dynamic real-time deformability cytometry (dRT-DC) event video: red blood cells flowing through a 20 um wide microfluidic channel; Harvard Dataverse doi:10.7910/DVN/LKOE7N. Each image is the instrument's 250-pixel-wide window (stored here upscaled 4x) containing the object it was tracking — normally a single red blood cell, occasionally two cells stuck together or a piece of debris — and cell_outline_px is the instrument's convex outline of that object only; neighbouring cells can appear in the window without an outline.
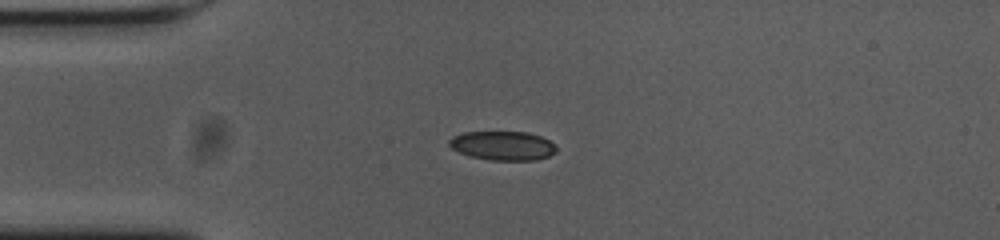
{"species": "common noctule bat (a hibernating species)", "species_latin": "Nyctalus noctula", "temperature_condition": "cold", "stored_images_in_passage": 42, "camera_frame_rate_fps": 3000, "um_per_image_px": 0.085, "animal": {"sex": "female", "body_mass_g": 23.0, "forearm_length_mm": 53.4}, "frame": {"image": 1, "passage_image": 1, "time_ms": 0.0, "image_size_px": [1000, 240], "cell_outline_px": [[556, 152], [548, 156], [536, 160], [492, 160], [468, 156], [452, 148], [448, 144], [448, 140], [452, 136], [464, 132], [528, 132], [540, 136], [548, 140], [556, 148]], "centroid_in_image_um": [42.7, 12.38], "position_along_channel_um": 42.3, "area_um2": 18.09}}
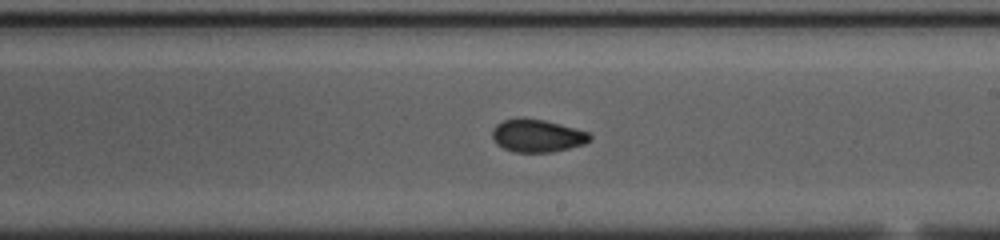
{"frame": {"image": 2, "passage_image": 19, "time_ms": 6.0, "image_size_px": [1000, 240], "cell_outline_px": [[592, 136], [584, 144], [552, 152], [512, 152], [496, 144], [492, 136], [492, 128], [496, 124], [504, 120], [524, 116], [544, 120], [560, 124], [588, 132]], "centroid_in_image_um": [45.61, 11.52], "position_along_channel_um": 243.4, "area_um2": 18.73}}
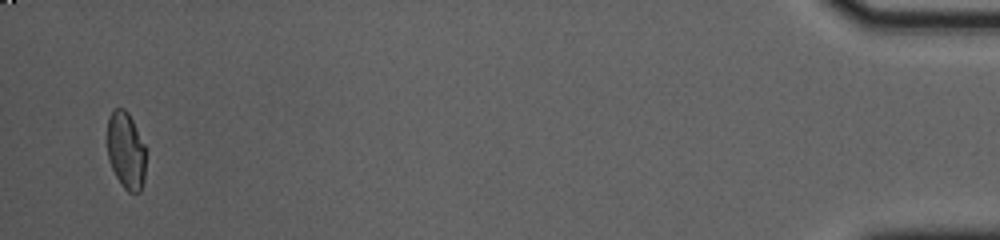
{"frame": {"image": 3, "passage_image": 41, "time_ms": 13.333, "image_size_px": [1000, 240], "cell_outline_px": [[144, 180], [140, 192], [128, 192], [120, 184], [108, 160], [108, 116], [116, 108], [124, 108], [128, 112], [144, 144]], "centroid_in_image_um": [10.69, 12.81], "position_along_channel_um": 424.5, "area_um2": 17.11}, "authors_computed_cell_mechanics": {"area_um2": 18.6116, "velocity_mm_per_s": 3.6897, "shape_relaxation_time_tau1_ms": 9.3457, "shape_relaxation_time_tau2_ms": 1.2065, "deformation_change_tau1": 0.1748, "deformation_change_tau2": 0.0362}}